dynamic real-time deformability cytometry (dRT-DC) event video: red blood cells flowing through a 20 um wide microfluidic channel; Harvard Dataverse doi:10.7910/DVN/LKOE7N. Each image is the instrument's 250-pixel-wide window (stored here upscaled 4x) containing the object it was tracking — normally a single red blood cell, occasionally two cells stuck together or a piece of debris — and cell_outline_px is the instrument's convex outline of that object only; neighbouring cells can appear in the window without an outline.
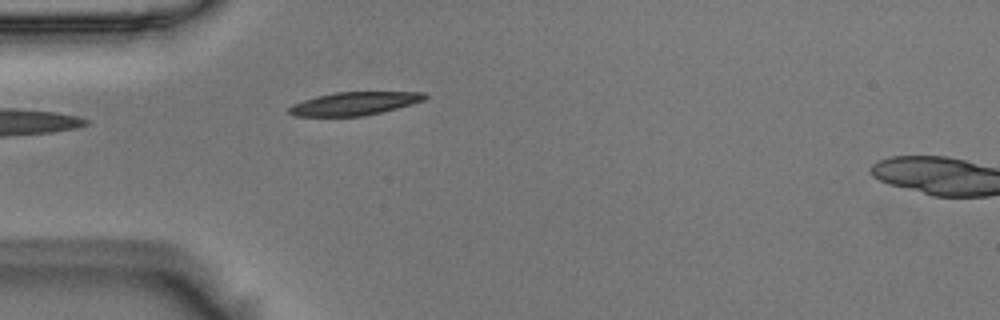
{"species": "Egyptian fruit bat (a non-hibernating species)", "species_latin": "Rousettus aegyptiacus", "temperature_condition": "room temperature", "stored_images_in_passage": 6, "segment_of_instrument_passage": [1, 2], "camera_frame_rate_fps": 3000, "um_per_image_px": 0.085, "animal": {"sex": "male"}, "frame": {"image": 1, "passage_image": 5, "time_ms": 1.333, "image_size_px": [1000, 320], "cell_outline_px": [[428, 96], [424, 100], [412, 104], [364, 116], [296, 116], [288, 112], [288, 108], [292, 104], [316, 96], [336, 92], [424, 92]], "centroid_in_image_um": [30.11, 8.8], "position_along_channel_um": 54.9, "area_um2": 18.21}}